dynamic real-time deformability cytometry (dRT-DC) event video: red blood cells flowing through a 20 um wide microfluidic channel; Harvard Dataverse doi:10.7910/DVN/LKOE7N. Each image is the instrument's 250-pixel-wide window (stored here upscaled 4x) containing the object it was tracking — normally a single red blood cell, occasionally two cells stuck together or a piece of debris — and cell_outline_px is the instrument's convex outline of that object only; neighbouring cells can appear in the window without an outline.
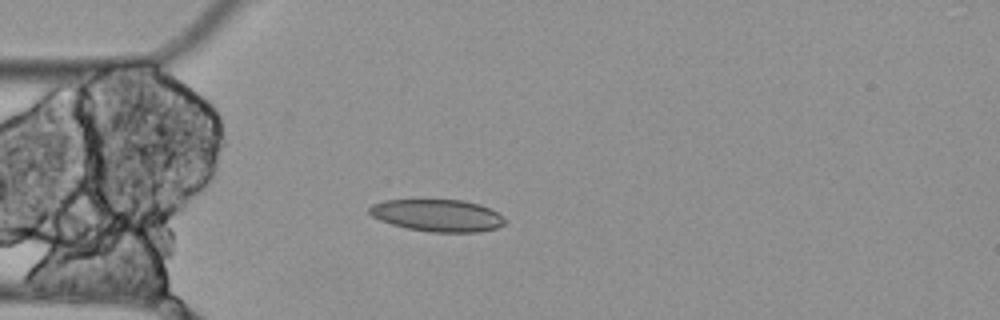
{"species": "Egyptian fruit bat (a non-hibernating species)", "species_latin": "Rousettus aegyptiacus", "temperature_condition": "cold", "stored_images_in_passage": 3, "camera_frame_rate_fps": 3000, "um_per_image_px": 0.085, "animal": {"sex": "female"}, "frame": {"image": 1, "passage_image": 2, "time_ms": 0.333, "image_size_px": [1000, 320], "cell_outline_px": [[508, 220], [504, 224], [496, 228], [480, 232], [432, 232], [408, 228], [392, 224], [380, 220], [372, 216], [368, 212], [368, 208], [372, 204], [384, 200], [464, 200], [480, 204], [496, 212]], "centroid_in_image_um": [37.19, 18.31], "position_along_channel_um": 47.8, "area_um2": 25.37}}